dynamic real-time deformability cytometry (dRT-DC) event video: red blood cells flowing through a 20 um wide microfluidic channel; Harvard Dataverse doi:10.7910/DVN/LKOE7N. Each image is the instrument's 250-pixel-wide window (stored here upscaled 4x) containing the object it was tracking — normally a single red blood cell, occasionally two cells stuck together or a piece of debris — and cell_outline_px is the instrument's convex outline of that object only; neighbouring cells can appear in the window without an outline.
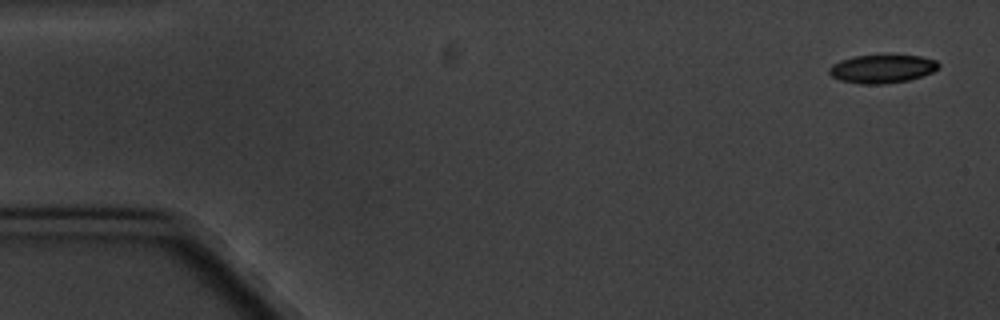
{"species": "common noctule bat (a hibernating species)", "species_latin": "Nyctalus noctula", "temperature_condition": "cold", "stored_images_in_passage": 8, "camera_frame_rate_fps": 3000, "um_per_image_px": 0.085, "animal": {"sex": "male", "body_mass_g": 20.1, "forearm_length_mm": 53.5}, "frame": {"image": 1, "passage_image": 1, "time_ms": 0.0, "image_size_px": [1000, 320], "cell_outline_px": [[940, 64], [932, 72], [908, 80], [884, 84], [860, 84], [840, 80], [832, 76], [828, 72], [828, 68], [832, 64], [840, 60], [856, 56], [888, 52], [920, 56], [936, 60]], "centroid_in_image_um": [74.97, 5.8], "position_along_channel_um": 10.0, "area_um2": 18.73}}
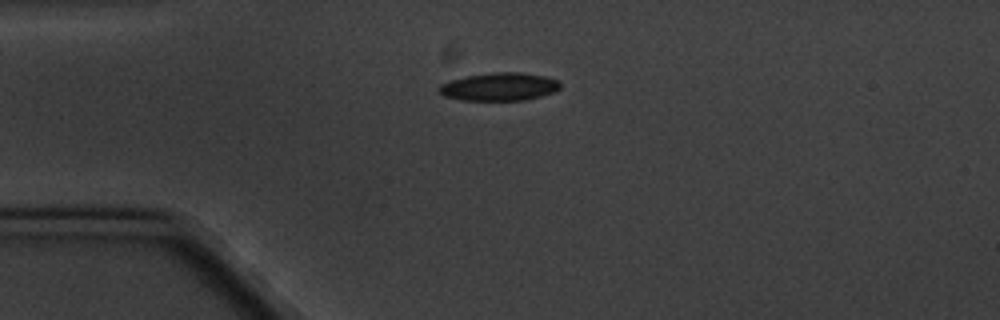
{"frame": {"image": 2, "passage_image": 4, "time_ms": 4.0, "image_size_px": [1000, 320], "cell_outline_px": [[560, 88], [552, 92], [540, 96], [524, 100], [460, 100], [444, 96], [436, 88], [440, 84], [452, 80], [468, 76], [492, 72], [520, 72], [544, 76], [556, 80], [560, 84]], "centroid_in_image_um": [42.41, 7.37], "position_along_channel_um": 42.6, "area_um2": 19.59}}